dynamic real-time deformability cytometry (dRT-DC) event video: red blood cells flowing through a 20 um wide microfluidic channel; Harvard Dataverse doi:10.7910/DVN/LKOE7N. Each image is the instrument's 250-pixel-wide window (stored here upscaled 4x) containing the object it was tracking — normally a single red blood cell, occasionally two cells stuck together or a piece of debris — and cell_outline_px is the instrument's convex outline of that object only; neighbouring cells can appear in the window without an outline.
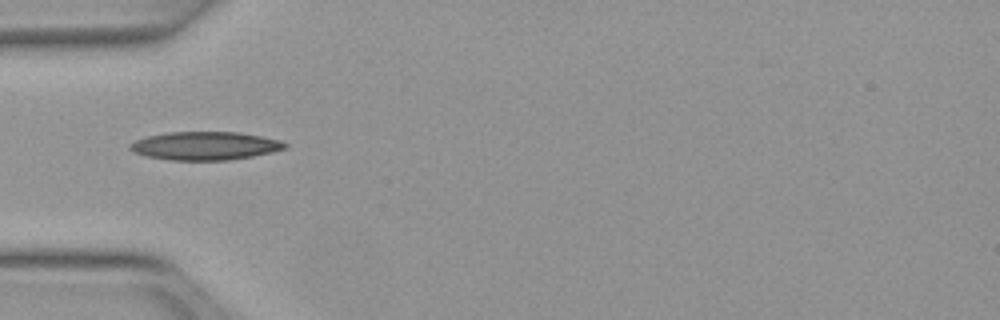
{"species": "Egyptian fruit bat (a non-hibernating species)", "species_latin": "Rousettus aegyptiacus", "temperature_condition": "warm", "stored_images_in_passage": 21, "camera_frame_rate_fps": 3000, "um_per_image_px": 0.085, "animal": {"sex": "female"}, "frame": {"image": 1, "passage_image": 1, "time_ms": 0.0, "image_size_px": [1000, 320], "cell_outline_px": [[288, 144], [284, 148], [272, 152], [252, 156], [228, 160], [168, 160], [148, 156], [136, 152], [128, 148], [128, 144], [136, 140], [148, 136], [168, 132], [240, 132], [280, 140]], "centroid_in_image_um": [17.42, 12.39], "position_along_channel_um": 67.6, "area_um2": 25.37}}
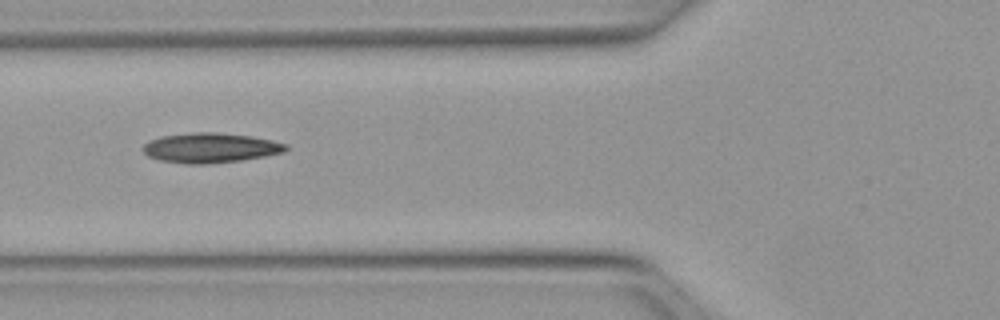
{"frame": {"image": 2, "passage_image": 4, "time_ms": 1.0, "image_size_px": [1000, 320], "cell_outline_px": [[288, 148], [284, 152], [264, 156], [240, 160], [204, 164], [184, 164], [160, 160], [148, 156], [144, 152], [144, 144], [148, 140], [160, 136], [192, 132], [216, 132], [252, 136], [272, 140], [288, 144]], "centroid_in_image_um": [17.87, 12.56], "position_along_channel_um": 107.9, "area_um2": 24.91}}